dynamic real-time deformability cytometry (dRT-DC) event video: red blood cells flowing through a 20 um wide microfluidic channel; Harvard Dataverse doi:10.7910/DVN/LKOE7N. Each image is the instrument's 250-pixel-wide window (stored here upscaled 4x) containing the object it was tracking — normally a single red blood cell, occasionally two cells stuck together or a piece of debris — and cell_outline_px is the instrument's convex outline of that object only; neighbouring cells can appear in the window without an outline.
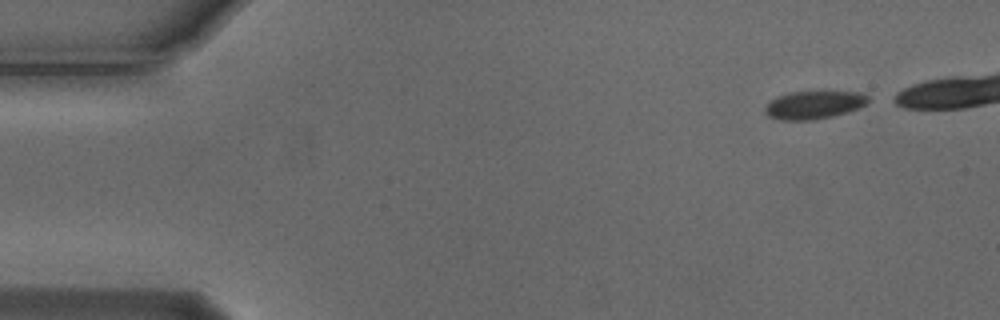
{"species": "Egyptian fruit bat (a non-hibernating species)", "species_latin": "Rousettus aegyptiacus", "temperature_condition": "cold", "stored_images_in_passage": 5, "camera_frame_rate_fps": 3000, "um_per_image_px": 0.085, "animal": {"sex": "male"}, "frame": {"image": 1, "passage_image": 1, "time_ms": 0.0, "image_size_px": [1000, 320], "cell_outline_px": [[868, 100], [864, 104], [856, 108], [844, 112], [812, 120], [780, 120], [768, 116], [764, 112], [764, 108], [776, 96], [788, 92], [860, 92], [868, 96]], "centroid_in_image_um": [69.1, 8.91], "position_along_channel_um": 15.9, "area_um2": 16.42}}